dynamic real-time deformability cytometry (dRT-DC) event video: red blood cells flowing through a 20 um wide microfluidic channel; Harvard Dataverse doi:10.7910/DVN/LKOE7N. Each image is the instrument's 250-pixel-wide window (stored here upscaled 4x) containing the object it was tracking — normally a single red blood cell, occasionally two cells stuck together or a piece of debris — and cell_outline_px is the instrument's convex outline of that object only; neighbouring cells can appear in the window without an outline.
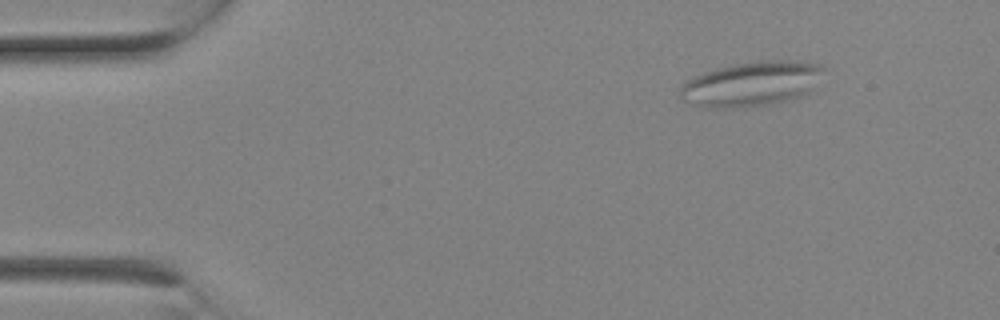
{"species": "Egyptian fruit bat (a non-hibernating species)", "species_latin": "Rousettus aegyptiacus", "temperature_condition": "room temperature", "stored_images_in_passage": 2, "camera_frame_rate_fps": 3000, "um_per_image_px": 0.085, "animal": {"sex": "female"}, "frame": {"image": 1, "passage_image": 2, "time_ms": 0.333, "image_size_px": [1000, 320], "cell_outline_px": [[828, 68], [808, 92], [800, 96], [768, 104], [744, 108], [704, 108], [684, 100], [680, 96], [680, 88], [684, 80], [704, 72], [716, 68], [736, 64], [760, 60], [780, 60], [820, 64]], "centroid_in_image_um": [63.85, 7.13], "position_along_channel_um": 21.2, "area_um2": 37.4}}